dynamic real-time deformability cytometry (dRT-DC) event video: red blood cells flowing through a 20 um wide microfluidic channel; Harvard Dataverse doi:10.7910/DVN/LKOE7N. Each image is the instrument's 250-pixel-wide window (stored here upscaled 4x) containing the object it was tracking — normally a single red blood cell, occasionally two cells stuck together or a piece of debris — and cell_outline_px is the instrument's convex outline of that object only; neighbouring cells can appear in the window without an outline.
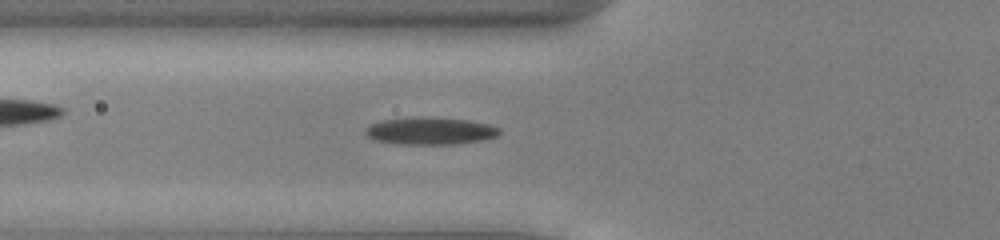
{"species": "common noctule bat (a hibernating species)", "species_latin": "Nyctalus noctula", "temperature_condition": "cold", "stored_images_in_passage": 53, "camera_frame_rate_fps": 3000, "um_per_image_px": 0.085, "animal": {"sex": "male", "body_mass_g": 13.0, "forearm_length_mm": 53.1}, "frame": {"image": 1, "passage_image": 20, "time_ms": 6.333, "image_size_px": [1000, 240], "cell_outline_px": [[500, 132], [496, 136], [484, 140], [456, 144], [396, 144], [372, 140], [364, 132], [364, 128], [368, 124], [380, 120], [468, 120], [488, 124], [500, 128]], "centroid_in_image_um": [36.54, 11.19], "position_along_channel_um": 89.3, "area_um2": 20.4}}
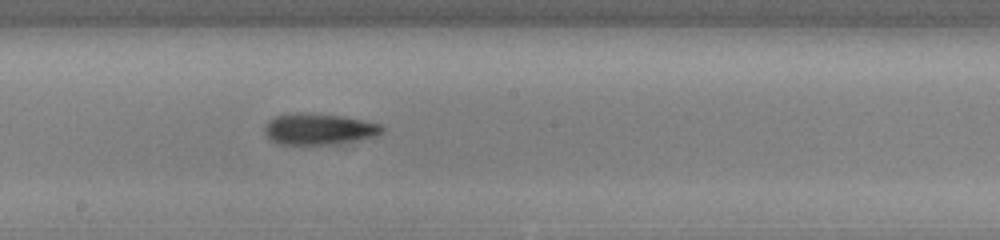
{"frame": {"image": 2, "passage_image": 30, "time_ms": 9.667, "image_size_px": [1000, 240], "cell_outline_px": [[384, 132], [376, 136], [328, 144], [280, 144], [272, 140], [264, 132], [264, 124], [268, 120], [276, 116], [288, 112], [340, 116], [380, 124], [384, 128]], "centroid_in_image_um": [27.05, 10.96], "position_along_channel_um": 221.2, "area_um2": 20.92}}
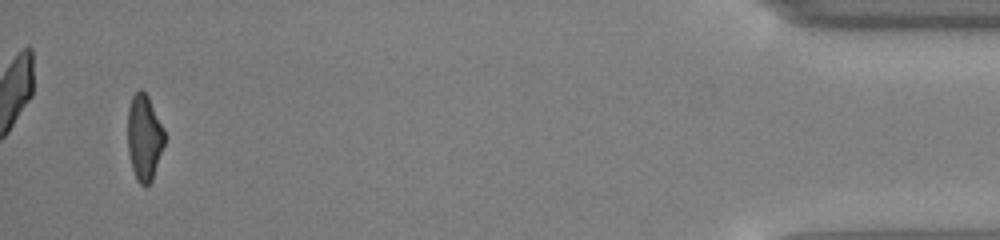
{"frame": {"image": 3, "passage_image": 51, "time_ms": 16.667, "image_size_px": [1000, 240], "cell_outline_px": [[164, 144], [152, 180], [144, 188], [136, 180], [132, 168], [128, 152], [128, 108], [132, 96], [140, 88], [148, 96], [164, 128]], "centroid_in_image_um": [12.25, 11.7], "position_along_channel_um": 422.9, "area_um2": 18.44}, "authors_computed_cell_mechanics": {"area_um2": 20.0566, "velocity_mm_per_s": 3.9459, "shape_relaxation_time_tau1_ms": 8.6655, "shape_relaxation_time_tau2_ms": 5.9291, "deformation_change_tau1": 0.2316, "deformation_change_tau2": 0.1617}}